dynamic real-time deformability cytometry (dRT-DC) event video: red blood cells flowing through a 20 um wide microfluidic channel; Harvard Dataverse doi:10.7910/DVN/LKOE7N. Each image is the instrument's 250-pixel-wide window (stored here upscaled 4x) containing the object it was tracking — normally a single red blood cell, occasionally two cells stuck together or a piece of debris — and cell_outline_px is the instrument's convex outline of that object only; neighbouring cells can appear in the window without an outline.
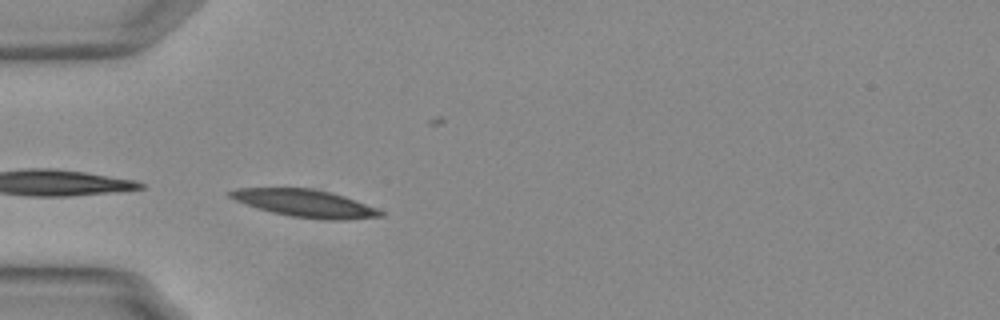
{"species": "Egyptian fruit bat (a non-hibernating species)", "species_latin": "Rousettus aegyptiacus", "temperature_condition": "warm", "stored_images_in_passage": 8, "camera_frame_rate_fps": 3000, "um_per_image_px": 0.085, "animal": {"sex": "female"}, "frame": {"image": 1, "passage_image": 1, "time_ms": 0.0, "image_size_px": [1000, 320], "cell_outline_px": [[384, 216], [348, 220], [324, 220], [292, 216], [272, 212], [256, 208], [236, 200], [228, 196], [228, 192], [236, 188], [312, 188], [344, 196], [376, 208], [384, 212]], "centroid_in_image_um": [25.94, 17.29], "position_along_channel_um": 59.1, "area_um2": 23.93}}